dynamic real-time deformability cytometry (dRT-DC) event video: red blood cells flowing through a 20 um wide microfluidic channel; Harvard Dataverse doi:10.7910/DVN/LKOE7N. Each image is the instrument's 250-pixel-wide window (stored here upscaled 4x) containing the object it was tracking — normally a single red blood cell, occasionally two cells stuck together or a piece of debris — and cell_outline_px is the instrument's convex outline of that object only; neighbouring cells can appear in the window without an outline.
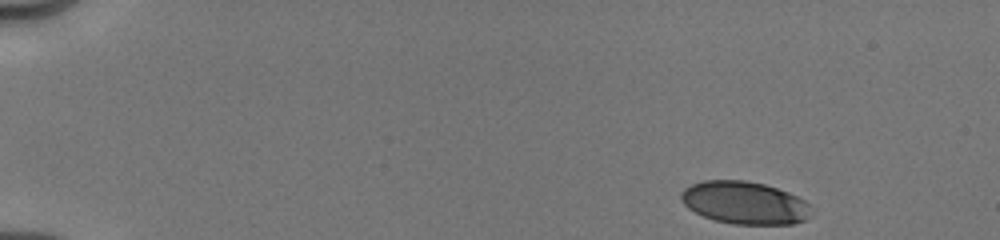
{"species": "human", "species_latin": "Homo sapiens", "temperature_condition": "cold", "stored_images_in_passage": 27, "camera_frame_rate_fps": 3000, "um_per_image_px": 0.085, "donor": {"sex": "male"}, "frame": {"image": 1, "passage_image": 1, "time_ms": 0.0, "image_size_px": [1000, 240], "cell_outline_px": [[812, 204], [808, 216], [804, 220], [792, 224], [732, 224], [716, 220], [704, 216], [688, 208], [680, 200], [680, 192], [684, 188], [692, 184], [704, 180], [744, 180], [764, 184], [788, 192]], "centroid_in_image_um": [63.27, 17.23], "position_along_channel_um": 21.7, "area_um2": 32.31}}
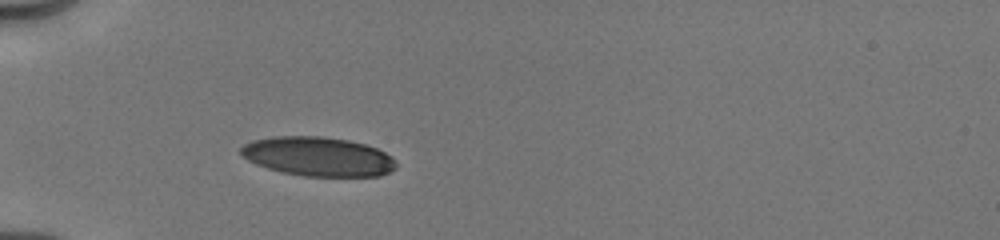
{"frame": {"image": 2, "passage_image": 18, "time_ms": 3.667, "image_size_px": [1000, 240], "cell_outline_px": [[396, 168], [380, 176], [304, 176], [280, 172], [256, 164], [248, 160], [240, 152], [240, 148], [244, 144], [252, 140], [272, 136], [324, 136], [348, 140], [364, 144], [376, 148], [392, 156], [396, 160]], "centroid_in_image_um": [27.03, 13.3], "position_along_channel_um": 58.0, "area_um2": 35.6}}
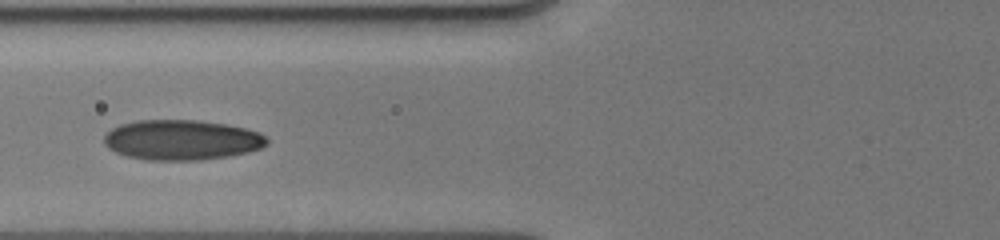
{"frame": {"image": 3, "passage_image": 26, "time_ms": 5.333, "image_size_px": [1000, 240], "cell_outline_px": [[268, 144], [260, 148], [248, 152], [228, 156], [200, 160], [144, 160], [128, 156], [116, 152], [108, 148], [104, 144], [104, 136], [112, 128], [120, 124], [136, 120], [200, 120], [224, 124], [244, 128], [260, 132], [268, 140]], "centroid_in_image_um": [15.43, 11.89], "position_along_channel_um": 110.4, "area_um2": 38.15}}